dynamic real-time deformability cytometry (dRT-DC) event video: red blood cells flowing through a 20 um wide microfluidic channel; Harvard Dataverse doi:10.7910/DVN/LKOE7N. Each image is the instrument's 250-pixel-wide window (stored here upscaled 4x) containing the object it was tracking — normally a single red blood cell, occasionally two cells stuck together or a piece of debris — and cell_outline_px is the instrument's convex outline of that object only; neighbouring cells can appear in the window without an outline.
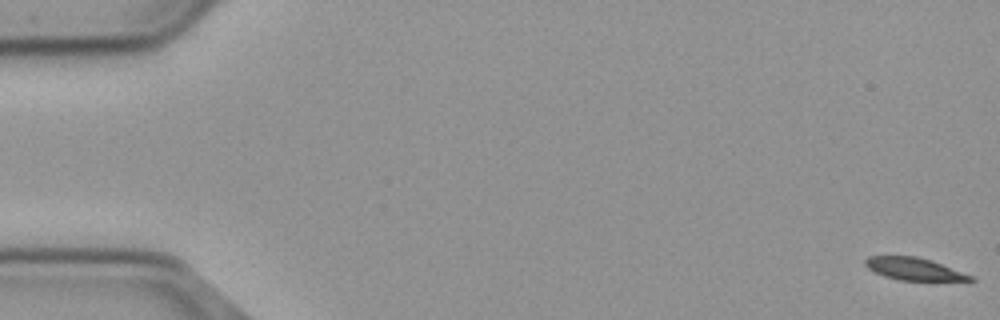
{"species": "common noctule bat (a hibernating species)", "species_latin": "Nyctalus noctula", "temperature_condition": "cold", "stored_images_in_passage": 57, "camera_frame_rate_fps": 3000, "um_per_image_px": 0.085, "animal": {"sex": "male", "body_mass_g": 23.1, "forearm_length_mm": 52.7}, "frame": {"image": 1, "passage_image": 1, "time_ms": 0.0, "image_size_px": [1000, 320], "cell_outline_px": [[976, 280], [900, 280], [884, 276], [868, 268], [864, 264], [864, 260], [868, 256], [916, 256], [932, 260], [972, 276]], "centroid_in_image_um": [77.64, 22.84], "position_along_channel_um": 7.4, "area_um2": 13.47}}
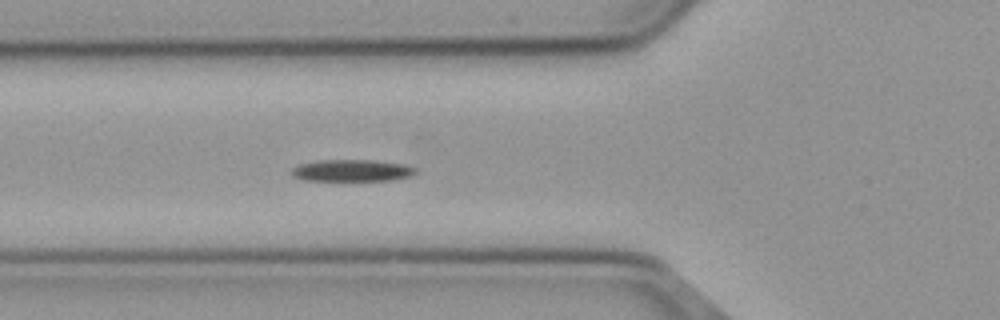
{"frame": {"image": 2, "passage_image": 21, "time_ms": 6.667, "image_size_px": [1000, 320], "cell_outline_px": [[416, 172], [408, 176], [392, 180], [304, 180], [292, 176], [288, 172], [292, 168], [300, 164], [320, 160], [368, 160], [404, 164], [416, 168]], "centroid_in_image_um": [29.85, 14.49], "position_along_channel_um": 96.0, "area_um2": 15.61}}
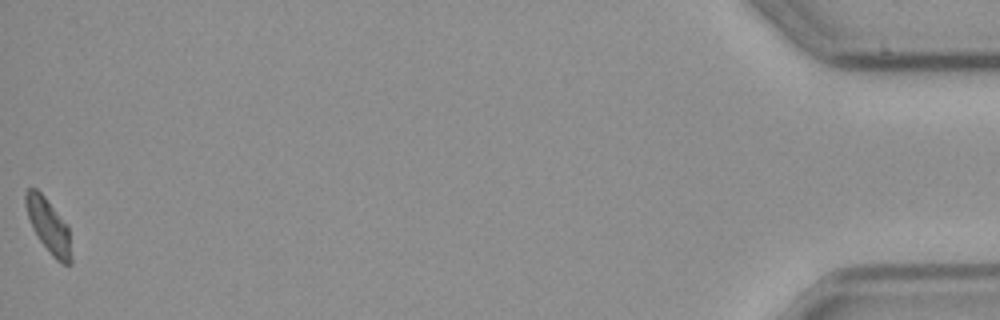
{"frame": {"image": 3, "passage_image": 57, "time_ms": 18.667, "image_size_px": [1000, 320], "cell_outline_px": [[72, 264], [64, 264], [56, 260], [52, 256], [40, 240], [32, 228], [24, 204], [24, 192], [28, 188], [36, 188], [44, 196], [68, 224], [72, 256]], "centroid_in_image_um": [4.13, 19.19], "position_along_channel_um": 431.1, "area_um2": 14.57}, "authors_computed_cell_mechanics": {"area_um2": 15.3748, "velocity_mm_per_s": 3.6632, "shape_relaxation_time_tau1_ms": 4.9216, "shape_relaxation_time_tau2_ms": null, "deformation_change_tau1": 0.1465, "deformation_change_tau2": null}}